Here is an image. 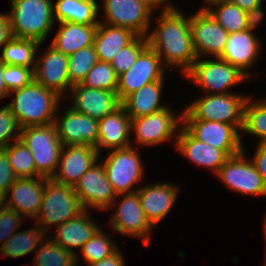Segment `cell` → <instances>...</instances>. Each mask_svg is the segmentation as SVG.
Returning a JSON list of instances; mask_svg holds the SVG:
<instances>
[{
  "instance_id": "6da1fadb",
  "label": "cell",
  "mask_w": 266,
  "mask_h": 266,
  "mask_svg": "<svg viewBox=\"0 0 266 266\" xmlns=\"http://www.w3.org/2000/svg\"><path fill=\"white\" fill-rule=\"evenodd\" d=\"M158 12H154L146 36L148 46L159 55L170 73L173 69L178 70L183 77L197 60L190 29V14L183 13L185 10H180L173 2ZM155 14L157 17H154Z\"/></svg>"
},
{
  "instance_id": "7a4b0ae2",
  "label": "cell",
  "mask_w": 266,
  "mask_h": 266,
  "mask_svg": "<svg viewBox=\"0 0 266 266\" xmlns=\"http://www.w3.org/2000/svg\"><path fill=\"white\" fill-rule=\"evenodd\" d=\"M6 104L21 128L54 123L58 107L64 100L56 92L33 80L23 88L11 91Z\"/></svg>"
},
{
  "instance_id": "3957f363",
  "label": "cell",
  "mask_w": 266,
  "mask_h": 266,
  "mask_svg": "<svg viewBox=\"0 0 266 266\" xmlns=\"http://www.w3.org/2000/svg\"><path fill=\"white\" fill-rule=\"evenodd\" d=\"M9 3L11 9L6 13L12 36L47 42L56 24L53 0H10Z\"/></svg>"
},
{
  "instance_id": "277c9868",
  "label": "cell",
  "mask_w": 266,
  "mask_h": 266,
  "mask_svg": "<svg viewBox=\"0 0 266 266\" xmlns=\"http://www.w3.org/2000/svg\"><path fill=\"white\" fill-rule=\"evenodd\" d=\"M184 77L202 94L235 93L233 88L251 80L238 67L219 57L197 58Z\"/></svg>"
},
{
  "instance_id": "5b68a950",
  "label": "cell",
  "mask_w": 266,
  "mask_h": 266,
  "mask_svg": "<svg viewBox=\"0 0 266 266\" xmlns=\"http://www.w3.org/2000/svg\"><path fill=\"white\" fill-rule=\"evenodd\" d=\"M250 94L236 91L228 94H202L183 109V120L217 121L243 125L244 107Z\"/></svg>"
},
{
  "instance_id": "8992f818",
  "label": "cell",
  "mask_w": 266,
  "mask_h": 266,
  "mask_svg": "<svg viewBox=\"0 0 266 266\" xmlns=\"http://www.w3.org/2000/svg\"><path fill=\"white\" fill-rule=\"evenodd\" d=\"M84 210L74 188L45 178L44 196L36 219L38 224L49 235L51 229L76 218Z\"/></svg>"
},
{
  "instance_id": "52a82bcc",
  "label": "cell",
  "mask_w": 266,
  "mask_h": 266,
  "mask_svg": "<svg viewBox=\"0 0 266 266\" xmlns=\"http://www.w3.org/2000/svg\"><path fill=\"white\" fill-rule=\"evenodd\" d=\"M182 125L183 110L176 113L172 105L157 113L131 119V145L154 148L171 141L174 148Z\"/></svg>"
},
{
  "instance_id": "ba28073f",
  "label": "cell",
  "mask_w": 266,
  "mask_h": 266,
  "mask_svg": "<svg viewBox=\"0 0 266 266\" xmlns=\"http://www.w3.org/2000/svg\"><path fill=\"white\" fill-rule=\"evenodd\" d=\"M103 154L99 155V161L104 166L108 181L115 193L137 191L141 186L140 182L143 183L146 176V167H144L146 164L143 162L139 148L131 145L109 150Z\"/></svg>"
},
{
  "instance_id": "9c48e42d",
  "label": "cell",
  "mask_w": 266,
  "mask_h": 266,
  "mask_svg": "<svg viewBox=\"0 0 266 266\" xmlns=\"http://www.w3.org/2000/svg\"><path fill=\"white\" fill-rule=\"evenodd\" d=\"M109 211H112L108 221L109 231L114 235L140 239L144 246H150L151 233L155 227L146 218L137 191L117 194L107 209V212Z\"/></svg>"
},
{
  "instance_id": "30bf717a",
  "label": "cell",
  "mask_w": 266,
  "mask_h": 266,
  "mask_svg": "<svg viewBox=\"0 0 266 266\" xmlns=\"http://www.w3.org/2000/svg\"><path fill=\"white\" fill-rule=\"evenodd\" d=\"M19 139L33 155L36 177L51 179L63 148L55 124L21 128Z\"/></svg>"
},
{
  "instance_id": "8fae6325",
  "label": "cell",
  "mask_w": 266,
  "mask_h": 266,
  "mask_svg": "<svg viewBox=\"0 0 266 266\" xmlns=\"http://www.w3.org/2000/svg\"><path fill=\"white\" fill-rule=\"evenodd\" d=\"M246 148V149H245ZM247 147L230 156L220 167L216 178L231 192L250 197H266V184L249 159Z\"/></svg>"
},
{
  "instance_id": "7c38bea8",
  "label": "cell",
  "mask_w": 266,
  "mask_h": 266,
  "mask_svg": "<svg viewBox=\"0 0 266 266\" xmlns=\"http://www.w3.org/2000/svg\"><path fill=\"white\" fill-rule=\"evenodd\" d=\"M99 13L101 23L146 37L154 11L140 0H99Z\"/></svg>"
},
{
  "instance_id": "4fadbf2b",
  "label": "cell",
  "mask_w": 266,
  "mask_h": 266,
  "mask_svg": "<svg viewBox=\"0 0 266 266\" xmlns=\"http://www.w3.org/2000/svg\"><path fill=\"white\" fill-rule=\"evenodd\" d=\"M169 72L159 55L148 46L129 70L118 75L116 93L120 102L146 84L167 80Z\"/></svg>"
},
{
  "instance_id": "5bb4252c",
  "label": "cell",
  "mask_w": 266,
  "mask_h": 266,
  "mask_svg": "<svg viewBox=\"0 0 266 266\" xmlns=\"http://www.w3.org/2000/svg\"><path fill=\"white\" fill-rule=\"evenodd\" d=\"M40 43L36 54L34 80L65 99L72 87L68 77V56L50 44ZM44 51L40 53V50Z\"/></svg>"
},
{
  "instance_id": "9a60e30c",
  "label": "cell",
  "mask_w": 266,
  "mask_h": 266,
  "mask_svg": "<svg viewBox=\"0 0 266 266\" xmlns=\"http://www.w3.org/2000/svg\"><path fill=\"white\" fill-rule=\"evenodd\" d=\"M190 29L197 58L220 57L229 33L205 8L190 14Z\"/></svg>"
},
{
  "instance_id": "2e32d148",
  "label": "cell",
  "mask_w": 266,
  "mask_h": 266,
  "mask_svg": "<svg viewBox=\"0 0 266 266\" xmlns=\"http://www.w3.org/2000/svg\"><path fill=\"white\" fill-rule=\"evenodd\" d=\"M73 188L84 210L106 212L117 197L100 161L88 169Z\"/></svg>"
},
{
  "instance_id": "e0dca14e",
  "label": "cell",
  "mask_w": 266,
  "mask_h": 266,
  "mask_svg": "<svg viewBox=\"0 0 266 266\" xmlns=\"http://www.w3.org/2000/svg\"><path fill=\"white\" fill-rule=\"evenodd\" d=\"M183 126L198 140L222 149L229 157L243 151L241 131L234 125L207 120H183Z\"/></svg>"
},
{
  "instance_id": "ac0fdd59",
  "label": "cell",
  "mask_w": 266,
  "mask_h": 266,
  "mask_svg": "<svg viewBox=\"0 0 266 266\" xmlns=\"http://www.w3.org/2000/svg\"><path fill=\"white\" fill-rule=\"evenodd\" d=\"M60 109L61 106L58 107L54 124L61 144L89 145L97 149L98 120L79 113L70 106L62 114Z\"/></svg>"
},
{
  "instance_id": "d6986e66",
  "label": "cell",
  "mask_w": 266,
  "mask_h": 266,
  "mask_svg": "<svg viewBox=\"0 0 266 266\" xmlns=\"http://www.w3.org/2000/svg\"><path fill=\"white\" fill-rule=\"evenodd\" d=\"M262 43L260 36L249 29L242 32L229 33L225 49L219 58L238 67L250 79L253 76L257 78L256 75L258 74L253 72V70H255V65L260 62L259 58L263 53L261 52Z\"/></svg>"
},
{
  "instance_id": "ffe728a7",
  "label": "cell",
  "mask_w": 266,
  "mask_h": 266,
  "mask_svg": "<svg viewBox=\"0 0 266 266\" xmlns=\"http://www.w3.org/2000/svg\"><path fill=\"white\" fill-rule=\"evenodd\" d=\"M67 98H70L69 105L73 110L96 120L103 119L121 106L115 91L89 88L81 83L72 85L63 102Z\"/></svg>"
},
{
  "instance_id": "44dd1931",
  "label": "cell",
  "mask_w": 266,
  "mask_h": 266,
  "mask_svg": "<svg viewBox=\"0 0 266 266\" xmlns=\"http://www.w3.org/2000/svg\"><path fill=\"white\" fill-rule=\"evenodd\" d=\"M180 184L175 182H155L137 189L139 200L146 218L157 227L167 218L180 193Z\"/></svg>"
},
{
  "instance_id": "7402d4cb",
  "label": "cell",
  "mask_w": 266,
  "mask_h": 266,
  "mask_svg": "<svg viewBox=\"0 0 266 266\" xmlns=\"http://www.w3.org/2000/svg\"><path fill=\"white\" fill-rule=\"evenodd\" d=\"M174 149L192 165L205 168L214 176L229 158L222 149L196 139L183 125L179 130Z\"/></svg>"
},
{
  "instance_id": "603a6c76",
  "label": "cell",
  "mask_w": 266,
  "mask_h": 266,
  "mask_svg": "<svg viewBox=\"0 0 266 266\" xmlns=\"http://www.w3.org/2000/svg\"><path fill=\"white\" fill-rule=\"evenodd\" d=\"M98 150L89 145L63 146L53 181L74 187L84 173L99 161Z\"/></svg>"
},
{
  "instance_id": "cb8c5ba5",
  "label": "cell",
  "mask_w": 266,
  "mask_h": 266,
  "mask_svg": "<svg viewBox=\"0 0 266 266\" xmlns=\"http://www.w3.org/2000/svg\"><path fill=\"white\" fill-rule=\"evenodd\" d=\"M44 177L16 179L1 203L24 218L36 219L44 196Z\"/></svg>"
},
{
  "instance_id": "d4e9b609",
  "label": "cell",
  "mask_w": 266,
  "mask_h": 266,
  "mask_svg": "<svg viewBox=\"0 0 266 266\" xmlns=\"http://www.w3.org/2000/svg\"><path fill=\"white\" fill-rule=\"evenodd\" d=\"M92 211H83L79 216L55 228V233L48 236L67 251L77 255L78 250L96 233L102 226L100 221L93 218ZM55 234V235H54Z\"/></svg>"
},
{
  "instance_id": "484cf974",
  "label": "cell",
  "mask_w": 266,
  "mask_h": 266,
  "mask_svg": "<svg viewBox=\"0 0 266 266\" xmlns=\"http://www.w3.org/2000/svg\"><path fill=\"white\" fill-rule=\"evenodd\" d=\"M128 146H131V119L120 106L113 113L98 120L97 150L102 154L106 150Z\"/></svg>"
},
{
  "instance_id": "4316f807",
  "label": "cell",
  "mask_w": 266,
  "mask_h": 266,
  "mask_svg": "<svg viewBox=\"0 0 266 266\" xmlns=\"http://www.w3.org/2000/svg\"><path fill=\"white\" fill-rule=\"evenodd\" d=\"M164 81L160 80L146 84L121 102V106L130 119L157 113L170 106L169 103L162 101L166 91Z\"/></svg>"
},
{
  "instance_id": "83f0119b",
  "label": "cell",
  "mask_w": 266,
  "mask_h": 266,
  "mask_svg": "<svg viewBox=\"0 0 266 266\" xmlns=\"http://www.w3.org/2000/svg\"><path fill=\"white\" fill-rule=\"evenodd\" d=\"M96 29L97 25L72 22L56 23L53 29L56 30V33L49 44L69 56L82 48L93 45Z\"/></svg>"
},
{
  "instance_id": "f1b7e54d",
  "label": "cell",
  "mask_w": 266,
  "mask_h": 266,
  "mask_svg": "<svg viewBox=\"0 0 266 266\" xmlns=\"http://www.w3.org/2000/svg\"><path fill=\"white\" fill-rule=\"evenodd\" d=\"M137 34L123 27L99 23L94 36L93 46L99 61L111 63L120 49L130 45Z\"/></svg>"
},
{
  "instance_id": "f546056e",
  "label": "cell",
  "mask_w": 266,
  "mask_h": 266,
  "mask_svg": "<svg viewBox=\"0 0 266 266\" xmlns=\"http://www.w3.org/2000/svg\"><path fill=\"white\" fill-rule=\"evenodd\" d=\"M99 14V0H53V15L56 23L98 25Z\"/></svg>"
},
{
  "instance_id": "4dcf8cb0",
  "label": "cell",
  "mask_w": 266,
  "mask_h": 266,
  "mask_svg": "<svg viewBox=\"0 0 266 266\" xmlns=\"http://www.w3.org/2000/svg\"><path fill=\"white\" fill-rule=\"evenodd\" d=\"M34 227L16 231L1 247L0 257L22 258L38 249L47 234L35 222Z\"/></svg>"
},
{
  "instance_id": "1f68e13d",
  "label": "cell",
  "mask_w": 266,
  "mask_h": 266,
  "mask_svg": "<svg viewBox=\"0 0 266 266\" xmlns=\"http://www.w3.org/2000/svg\"><path fill=\"white\" fill-rule=\"evenodd\" d=\"M253 98L250 94L245 103L241 139L248 135L257 137L256 144H266V96Z\"/></svg>"
},
{
  "instance_id": "d6a6232c",
  "label": "cell",
  "mask_w": 266,
  "mask_h": 266,
  "mask_svg": "<svg viewBox=\"0 0 266 266\" xmlns=\"http://www.w3.org/2000/svg\"><path fill=\"white\" fill-rule=\"evenodd\" d=\"M116 239L109 235L101 226L96 233L83 245L81 250L76 255L77 266H81L82 262L85 265L103 260L113 253H115L120 247ZM80 252V254H79ZM81 256V257H80Z\"/></svg>"
},
{
  "instance_id": "836d02e7",
  "label": "cell",
  "mask_w": 266,
  "mask_h": 266,
  "mask_svg": "<svg viewBox=\"0 0 266 266\" xmlns=\"http://www.w3.org/2000/svg\"><path fill=\"white\" fill-rule=\"evenodd\" d=\"M39 45L36 40L12 36L1 49L0 61L7 65L28 67L34 71Z\"/></svg>"
},
{
  "instance_id": "e575fe53",
  "label": "cell",
  "mask_w": 266,
  "mask_h": 266,
  "mask_svg": "<svg viewBox=\"0 0 266 266\" xmlns=\"http://www.w3.org/2000/svg\"><path fill=\"white\" fill-rule=\"evenodd\" d=\"M205 9L228 33L242 32L248 29L246 11L228 0L213 2Z\"/></svg>"
},
{
  "instance_id": "d590c367",
  "label": "cell",
  "mask_w": 266,
  "mask_h": 266,
  "mask_svg": "<svg viewBox=\"0 0 266 266\" xmlns=\"http://www.w3.org/2000/svg\"><path fill=\"white\" fill-rule=\"evenodd\" d=\"M35 266H77L76 255L53 241L48 235L34 252Z\"/></svg>"
},
{
  "instance_id": "8d00e7d4",
  "label": "cell",
  "mask_w": 266,
  "mask_h": 266,
  "mask_svg": "<svg viewBox=\"0 0 266 266\" xmlns=\"http://www.w3.org/2000/svg\"><path fill=\"white\" fill-rule=\"evenodd\" d=\"M5 150L17 179L36 177L33 155L20 139L10 143Z\"/></svg>"
},
{
  "instance_id": "74e56055",
  "label": "cell",
  "mask_w": 266,
  "mask_h": 266,
  "mask_svg": "<svg viewBox=\"0 0 266 266\" xmlns=\"http://www.w3.org/2000/svg\"><path fill=\"white\" fill-rule=\"evenodd\" d=\"M94 46L82 48L68 56V77L71 85L80 84L98 62Z\"/></svg>"
},
{
  "instance_id": "f35d334b",
  "label": "cell",
  "mask_w": 266,
  "mask_h": 266,
  "mask_svg": "<svg viewBox=\"0 0 266 266\" xmlns=\"http://www.w3.org/2000/svg\"><path fill=\"white\" fill-rule=\"evenodd\" d=\"M81 84L89 88L116 92L118 75L110 63L98 61L86 74Z\"/></svg>"
},
{
  "instance_id": "ab89813d",
  "label": "cell",
  "mask_w": 266,
  "mask_h": 266,
  "mask_svg": "<svg viewBox=\"0 0 266 266\" xmlns=\"http://www.w3.org/2000/svg\"><path fill=\"white\" fill-rule=\"evenodd\" d=\"M148 47L147 38L138 36L130 45L120 49L110 63L117 75L134 65L138 56Z\"/></svg>"
},
{
  "instance_id": "60d3db41",
  "label": "cell",
  "mask_w": 266,
  "mask_h": 266,
  "mask_svg": "<svg viewBox=\"0 0 266 266\" xmlns=\"http://www.w3.org/2000/svg\"><path fill=\"white\" fill-rule=\"evenodd\" d=\"M21 127L7 104L0 108V149L19 139Z\"/></svg>"
},
{
  "instance_id": "b9f144b4",
  "label": "cell",
  "mask_w": 266,
  "mask_h": 266,
  "mask_svg": "<svg viewBox=\"0 0 266 266\" xmlns=\"http://www.w3.org/2000/svg\"><path fill=\"white\" fill-rule=\"evenodd\" d=\"M3 80L9 92L20 89L34 80L31 68L4 64Z\"/></svg>"
},
{
  "instance_id": "7bdbcfd3",
  "label": "cell",
  "mask_w": 266,
  "mask_h": 266,
  "mask_svg": "<svg viewBox=\"0 0 266 266\" xmlns=\"http://www.w3.org/2000/svg\"><path fill=\"white\" fill-rule=\"evenodd\" d=\"M24 221L26 219L21 214L0 202V247L21 228Z\"/></svg>"
},
{
  "instance_id": "ee69618b",
  "label": "cell",
  "mask_w": 266,
  "mask_h": 266,
  "mask_svg": "<svg viewBox=\"0 0 266 266\" xmlns=\"http://www.w3.org/2000/svg\"><path fill=\"white\" fill-rule=\"evenodd\" d=\"M16 179L12 166L9 163L6 150L0 149V202Z\"/></svg>"
},
{
  "instance_id": "f6af8a7d",
  "label": "cell",
  "mask_w": 266,
  "mask_h": 266,
  "mask_svg": "<svg viewBox=\"0 0 266 266\" xmlns=\"http://www.w3.org/2000/svg\"><path fill=\"white\" fill-rule=\"evenodd\" d=\"M254 153L249 159L254 164L256 170L266 184V144H255Z\"/></svg>"
},
{
  "instance_id": "bcb514c9",
  "label": "cell",
  "mask_w": 266,
  "mask_h": 266,
  "mask_svg": "<svg viewBox=\"0 0 266 266\" xmlns=\"http://www.w3.org/2000/svg\"><path fill=\"white\" fill-rule=\"evenodd\" d=\"M266 3H263L257 7H254L251 10L246 11V22H247V27L250 31L256 32L258 30L262 22H265V11L266 10L263 6Z\"/></svg>"
},
{
  "instance_id": "7dc6e473",
  "label": "cell",
  "mask_w": 266,
  "mask_h": 266,
  "mask_svg": "<svg viewBox=\"0 0 266 266\" xmlns=\"http://www.w3.org/2000/svg\"><path fill=\"white\" fill-rule=\"evenodd\" d=\"M122 253H123V251L119 248L111 256H109L103 260L88 264L87 266H126L125 265V264H127V263H125L126 258H124L125 256Z\"/></svg>"
},
{
  "instance_id": "c3c4849f",
  "label": "cell",
  "mask_w": 266,
  "mask_h": 266,
  "mask_svg": "<svg viewBox=\"0 0 266 266\" xmlns=\"http://www.w3.org/2000/svg\"><path fill=\"white\" fill-rule=\"evenodd\" d=\"M12 37L10 22L7 13L0 12V48Z\"/></svg>"
},
{
  "instance_id": "681fc988",
  "label": "cell",
  "mask_w": 266,
  "mask_h": 266,
  "mask_svg": "<svg viewBox=\"0 0 266 266\" xmlns=\"http://www.w3.org/2000/svg\"><path fill=\"white\" fill-rule=\"evenodd\" d=\"M231 3L235 4L239 8H241L244 11H248L253 9L254 7H257L263 3H265L264 0H228Z\"/></svg>"
},
{
  "instance_id": "f907efd6",
  "label": "cell",
  "mask_w": 266,
  "mask_h": 266,
  "mask_svg": "<svg viewBox=\"0 0 266 266\" xmlns=\"http://www.w3.org/2000/svg\"><path fill=\"white\" fill-rule=\"evenodd\" d=\"M146 3L154 12H158L167 8L172 2L171 0H140Z\"/></svg>"
},
{
  "instance_id": "816d5d0a",
  "label": "cell",
  "mask_w": 266,
  "mask_h": 266,
  "mask_svg": "<svg viewBox=\"0 0 266 266\" xmlns=\"http://www.w3.org/2000/svg\"><path fill=\"white\" fill-rule=\"evenodd\" d=\"M3 72H4V63L0 61V102L1 100L8 99L9 91L7 90L4 80H3Z\"/></svg>"
},
{
  "instance_id": "f5cc1de1",
  "label": "cell",
  "mask_w": 266,
  "mask_h": 266,
  "mask_svg": "<svg viewBox=\"0 0 266 266\" xmlns=\"http://www.w3.org/2000/svg\"><path fill=\"white\" fill-rule=\"evenodd\" d=\"M263 219H264V221H262V233H263V235H264V237H263V240H264V247H265V256H264V263H263V265L262 266H266V212H265V214H264V217H263Z\"/></svg>"
},
{
  "instance_id": "db71d44e",
  "label": "cell",
  "mask_w": 266,
  "mask_h": 266,
  "mask_svg": "<svg viewBox=\"0 0 266 266\" xmlns=\"http://www.w3.org/2000/svg\"><path fill=\"white\" fill-rule=\"evenodd\" d=\"M216 1H220V0H202L201 5L203 4V6L199 7V8H205L206 6H208L209 4L216 2Z\"/></svg>"
}]
</instances>
